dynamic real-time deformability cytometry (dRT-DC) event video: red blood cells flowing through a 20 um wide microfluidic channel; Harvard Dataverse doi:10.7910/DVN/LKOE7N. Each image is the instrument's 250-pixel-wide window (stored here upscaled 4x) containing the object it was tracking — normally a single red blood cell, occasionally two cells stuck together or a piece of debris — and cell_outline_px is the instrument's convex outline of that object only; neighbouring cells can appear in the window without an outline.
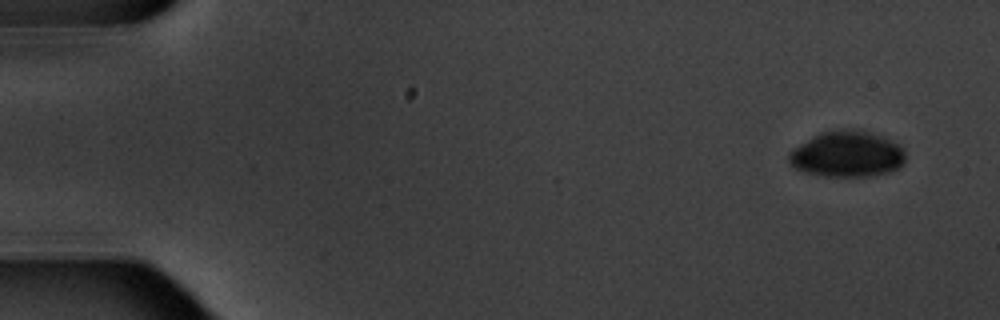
{"species": "common noctule bat (a hibernating species)", "species_latin": "Nyctalus noctula", "temperature_condition": "warm", "stored_images_in_passage": 4, "camera_frame_rate_fps": 3000, "um_per_image_px": 0.085, "animal": {"sex": "male", "body_mass_g": 20.1, "forearm_length_mm": 53.5}, "frame": {"image": 1, "passage_image": 1, "time_ms": 0.0, "image_size_px": [1000, 320], "cell_outline_px": [[904, 164], [900, 168], [888, 172], [868, 176], [824, 176], [804, 172], [796, 168], [788, 160], [788, 152], [792, 148], [812, 136], [820, 132], [848, 128], [864, 128], [884, 136], [900, 144], [904, 148]], "centroid_in_image_um": [72.03, 13.06], "position_along_channel_um": 13.0, "area_um2": 31.91}}